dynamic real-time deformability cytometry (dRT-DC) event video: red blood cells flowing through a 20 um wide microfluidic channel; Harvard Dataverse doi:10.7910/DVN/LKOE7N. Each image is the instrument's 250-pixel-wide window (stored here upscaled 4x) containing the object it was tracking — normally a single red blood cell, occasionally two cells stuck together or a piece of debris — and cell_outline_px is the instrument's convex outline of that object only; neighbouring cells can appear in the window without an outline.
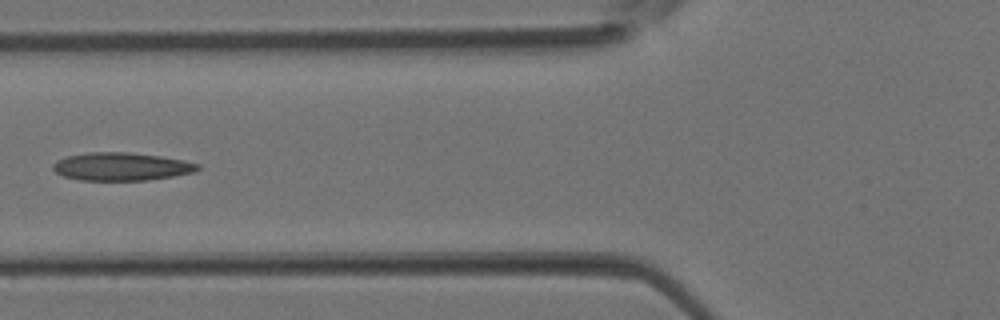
{"species": "Egyptian fruit bat (a non-hibernating species)", "species_latin": "Rousettus aegyptiacus", "temperature_condition": "room temperature", "stored_images_in_passage": 4, "camera_frame_rate_fps": 3000, "um_per_image_px": 0.085, "animal": {"sex": "female"}, "frame": {"image": 1, "passage_image": 4, "time_ms": 1.0, "image_size_px": [1000, 320], "cell_outline_px": [[200, 168], [192, 172], [172, 176], [148, 180], [80, 180], [64, 176], [56, 172], [52, 168], [52, 164], [56, 160], [68, 156], [88, 152], [128, 152], [160, 156], [184, 160], [200, 164]], "centroid_in_image_um": [10.3, 14.15], "position_along_channel_um": 115.5, "area_um2": 23.52}}